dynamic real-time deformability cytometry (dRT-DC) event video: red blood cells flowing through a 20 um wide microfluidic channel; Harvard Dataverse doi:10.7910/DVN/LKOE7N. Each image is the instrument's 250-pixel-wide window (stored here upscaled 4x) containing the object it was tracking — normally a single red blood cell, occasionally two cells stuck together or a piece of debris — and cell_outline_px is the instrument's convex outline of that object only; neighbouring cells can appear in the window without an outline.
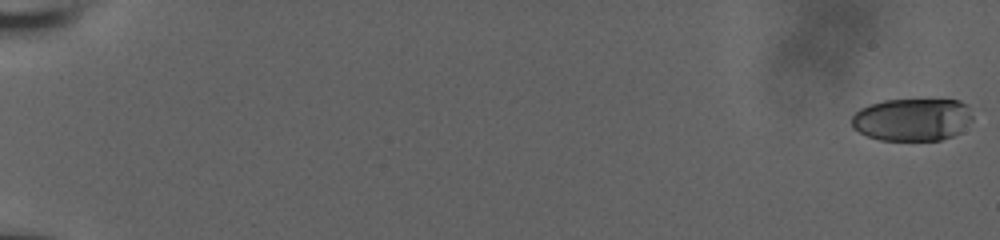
{"species": "human", "species_latin": "Homo sapiens", "temperature_condition": "room temperature", "stored_images_in_passage": 29, "camera_frame_rate_fps": 3000, "um_per_image_px": 0.085, "donor": {"sex": "male"}, "frame": {"image": 1, "passage_image": 1, "time_ms": 0.0, "image_size_px": [1000, 240], "cell_outline_px": [[972, 120], [960, 132], [952, 136], [940, 140], [880, 140], [868, 136], [852, 128], [852, 116], [860, 108], [868, 104], [884, 100], [960, 100], [968, 104], [972, 116]], "centroid_in_image_um": [77.55, 10.15], "position_along_channel_um": 7.5, "area_um2": 30.17}}
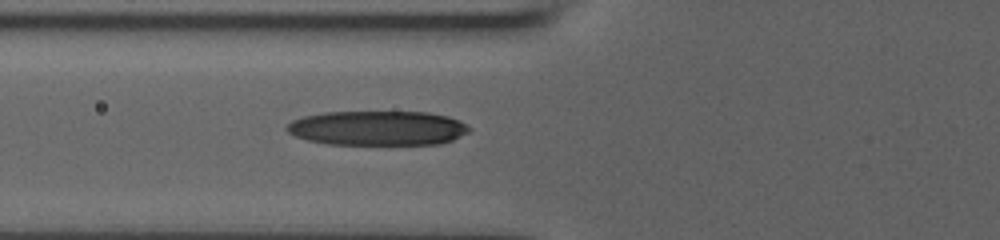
{"frame": {"image": 2, "passage_image": 25, "time_ms": 8.0, "image_size_px": [1000, 240], "cell_outline_px": [[472, 128], [468, 132], [452, 140], [440, 144], [328, 144], [308, 140], [296, 136], [288, 132], [284, 128], [292, 120], [304, 116], [324, 112], [428, 112], [448, 116], [460, 120]], "centroid_in_image_um": [32.11, 10.88], "position_along_channel_um": 93.7, "area_um2": 36.82}}
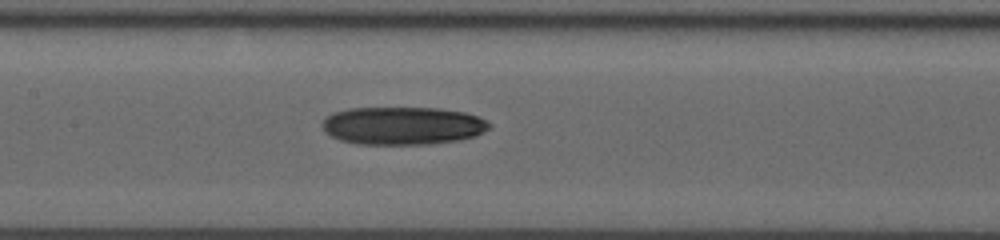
{"frame": {"image": 3, "passage_image": 29, "time_ms": 9.333, "image_size_px": [1000, 240], "cell_outline_px": [[492, 128], [476, 136], [460, 140], [432, 144], [356, 144], [340, 140], [324, 132], [320, 124], [332, 112], [348, 108], [440, 108], [464, 112], [476, 116], [492, 124]], "centroid_in_image_um": [34.23, 10.69], "position_along_channel_um": 173.2, "area_um2": 37.28}}